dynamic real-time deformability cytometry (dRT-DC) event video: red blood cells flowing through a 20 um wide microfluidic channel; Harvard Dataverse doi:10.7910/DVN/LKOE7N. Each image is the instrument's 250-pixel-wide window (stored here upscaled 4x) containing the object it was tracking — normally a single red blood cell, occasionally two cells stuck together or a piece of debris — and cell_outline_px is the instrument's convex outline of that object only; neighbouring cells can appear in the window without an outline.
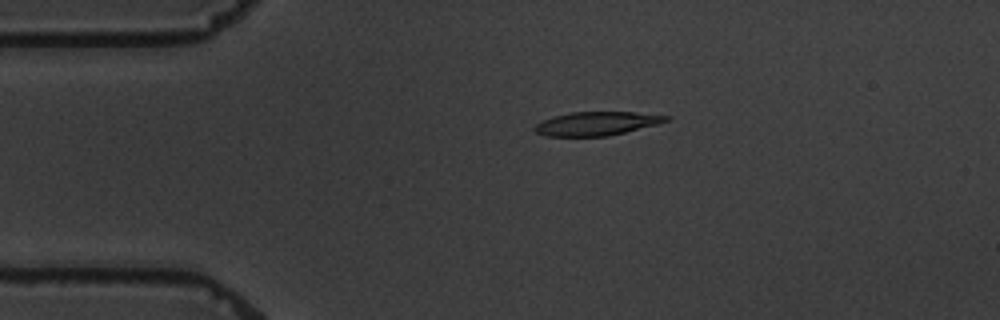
{"species": "common noctule bat (a hibernating species)", "species_latin": "Nyctalus noctula", "temperature_condition": "warm", "stored_images_in_passage": 4, "camera_frame_rate_fps": 3000, "um_per_image_px": 0.085, "animal": {"sex": "male", "body_mass_g": 19.5, "forearm_length_mm": 54.6}, "frame": {"image": 1, "passage_image": 3, "time_ms": 2.333, "image_size_px": [1000, 320], "cell_outline_px": [[672, 116], [668, 120], [656, 124], [608, 136], [548, 136], [536, 132], [532, 128], [540, 120], [572, 112], [636, 112]], "centroid_in_image_um": [50.69, 10.5], "position_along_channel_um": 34.3, "area_um2": 17.98}}